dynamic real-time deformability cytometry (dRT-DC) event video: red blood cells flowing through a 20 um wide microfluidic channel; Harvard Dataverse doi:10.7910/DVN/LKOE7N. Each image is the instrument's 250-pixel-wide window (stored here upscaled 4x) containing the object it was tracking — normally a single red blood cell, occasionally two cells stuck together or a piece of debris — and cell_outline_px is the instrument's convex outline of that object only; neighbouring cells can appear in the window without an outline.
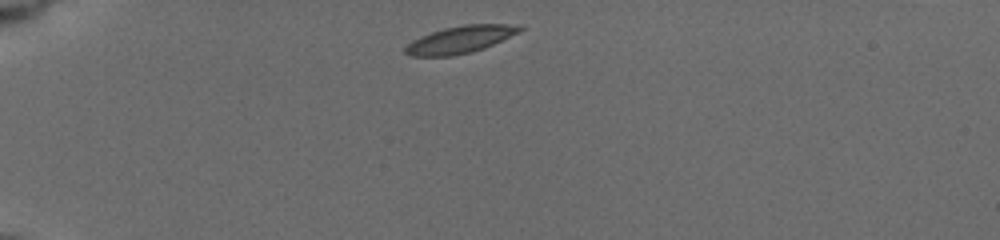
{"species": "common noctule bat (a hibernating species)", "species_latin": "Nyctalus noctula", "temperature_condition": "cold", "stored_images_in_passage": 42, "camera_frame_rate_fps": 3000, "um_per_image_px": 0.085, "animal": {"sex": "female", "body_mass_g": 19.5, "forearm_length_mm": 54.1}, "frame": {"image": 1, "passage_image": 1, "time_ms": 0.0, "image_size_px": [1000, 240], "cell_outline_px": [[524, 28], [520, 32], [484, 48], [472, 52], [452, 56], [408, 56], [404, 52], [404, 48], [412, 40], [420, 36], [444, 28], [464, 24], [504, 24]], "centroid_in_image_um": [39.07, 3.37], "position_along_channel_um": 45.9, "area_um2": 18.03}}
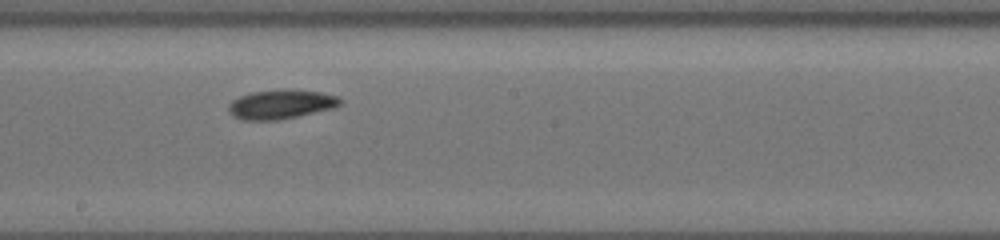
{"frame": {"image": 2, "passage_image": 19, "time_ms": 6.0, "image_size_px": [1000, 240], "cell_outline_px": [[344, 100], [340, 104], [332, 108], [296, 116], [276, 120], [240, 120], [232, 116], [228, 112], [228, 104], [232, 100], [240, 96], [252, 92], [288, 88], [320, 92], [336, 96]], "centroid_in_image_um": [23.83, 8.85], "position_along_channel_um": 224.4, "area_um2": 19.07}}
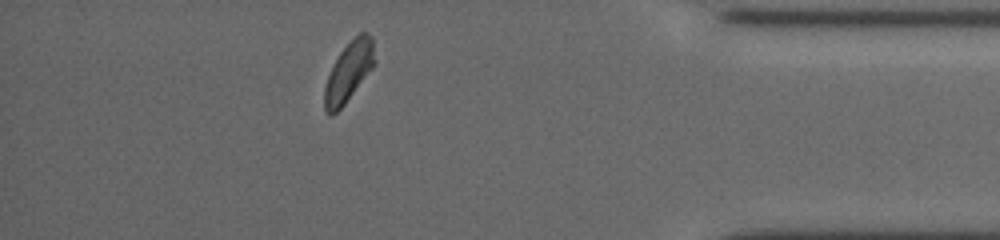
{"frame": {"image": 3, "passage_image": 36, "time_ms": 11.667, "image_size_px": [1000, 240], "cell_outline_px": [[376, 64], [344, 104], [332, 116], [328, 116], [324, 108], [324, 88], [328, 76], [340, 52], [360, 32], [368, 32], [372, 36], [376, 60]], "centroid_in_image_um": [29.67, 6.1], "position_along_channel_um": 405.5, "area_um2": 17.34}, "authors_computed_cell_mechanics": {"area_um2": 17.918, "velocity_mm_per_s": 3.7029, "shape_relaxation_time_tau1_ms": 1.8611, "shape_relaxation_time_tau2_ms": 5.1317, "deformation_change_tau1": 0.0751, "deformation_change_tau2": 0.0876}}